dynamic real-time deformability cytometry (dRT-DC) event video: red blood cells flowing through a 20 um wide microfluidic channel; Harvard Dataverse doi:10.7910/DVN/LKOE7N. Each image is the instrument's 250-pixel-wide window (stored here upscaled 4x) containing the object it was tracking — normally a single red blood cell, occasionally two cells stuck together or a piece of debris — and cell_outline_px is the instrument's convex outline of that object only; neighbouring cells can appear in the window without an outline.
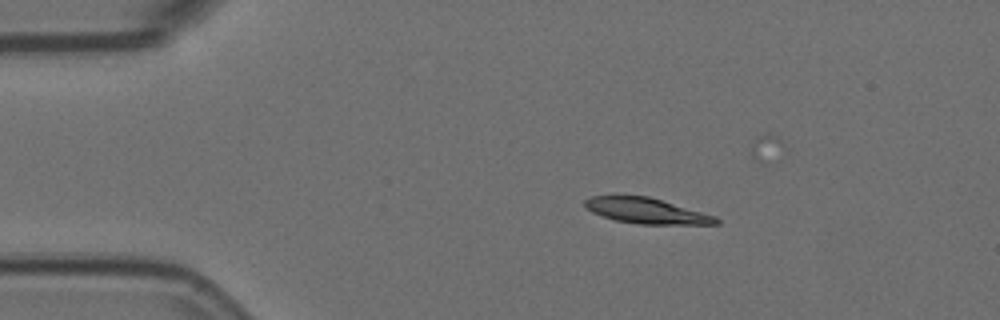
{"species": "Egyptian fruit bat (a non-hibernating species)", "species_latin": "Rousettus aegyptiacus", "temperature_condition": "room temperature", "stored_images_in_passage": 13, "camera_frame_rate_fps": 3000, "um_per_image_px": 0.085, "animal": {"sex": "female"}, "frame": {"image": 1, "passage_image": 1, "time_ms": 0.0, "image_size_px": [1000, 320], "cell_outline_px": [[720, 224], [636, 224], [616, 220], [592, 212], [584, 204], [584, 200], [592, 196], [648, 196], [716, 216], [720, 220]], "centroid_in_image_um": [54.98, 17.92], "position_along_channel_um": 30.0, "area_um2": 19.25}}
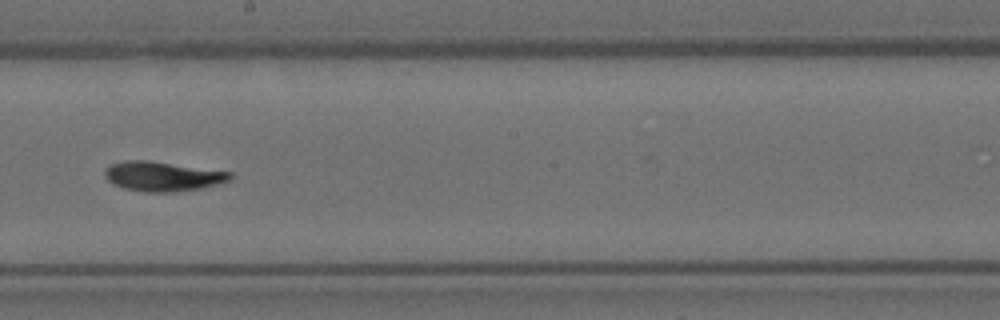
{"frame": {"image": 2, "passage_image": 7, "time_ms": 2.0, "image_size_px": [1000, 320], "cell_outline_px": [[232, 180], [204, 188], [172, 192], [144, 192], [124, 188], [112, 184], [104, 176], [104, 168], [112, 164], [128, 160], [148, 160], [232, 172]], "centroid_in_image_um": [13.83, 14.99], "position_along_channel_um": 234.4, "area_um2": 21.79}}
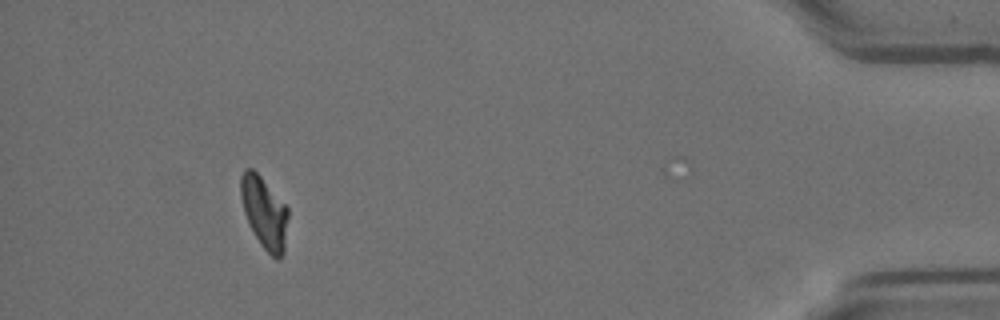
{"frame": {"image": 3, "passage_image": 12, "time_ms": 3.667, "image_size_px": [1000, 320], "cell_outline_px": [[288, 216], [284, 252], [280, 260], [276, 260], [260, 244], [244, 212], [240, 196], [240, 176], [244, 168], [252, 168], [260, 176], [288, 208]], "centroid_in_image_um": [22.46, 18.06], "position_along_channel_um": 412.7, "area_um2": 19.59}}